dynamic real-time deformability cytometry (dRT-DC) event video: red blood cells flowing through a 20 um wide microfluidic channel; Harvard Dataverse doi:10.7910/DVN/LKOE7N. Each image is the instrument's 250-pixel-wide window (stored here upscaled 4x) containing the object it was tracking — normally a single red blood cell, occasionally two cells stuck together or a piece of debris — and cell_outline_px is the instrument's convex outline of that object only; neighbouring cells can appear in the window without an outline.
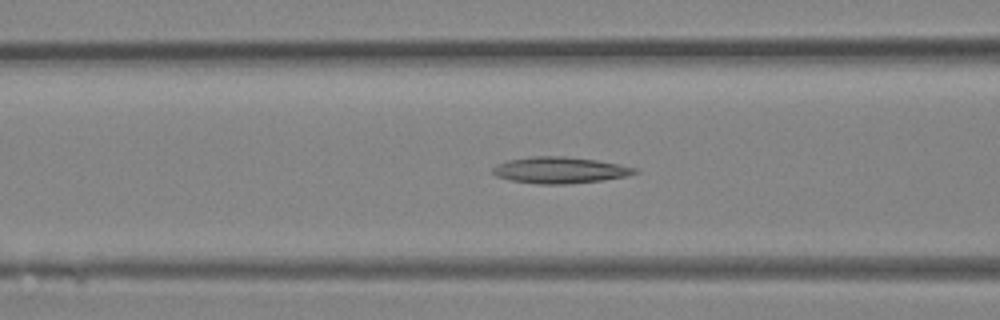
{"species": "Egyptian fruit bat (a non-hibernating species)", "species_latin": "Rousettus aegyptiacus", "temperature_condition": "room temperature", "stored_images_in_passage": 35, "camera_frame_rate_fps": 3000, "um_per_image_px": 0.085, "animal": {"sex": "female"}, "frame": {"image": 1, "passage_image": 12, "time_ms": 3.667, "image_size_px": [1000, 320], "cell_outline_px": [[640, 172], [628, 176], [600, 180], [568, 184], [540, 184], [512, 180], [496, 176], [492, 172], [492, 168], [496, 164], [508, 160], [532, 156], [564, 156], [596, 160], [636, 168]], "centroid_in_image_um": [47.57, 14.46], "position_along_channel_um": 119.0, "area_um2": 21.68}}
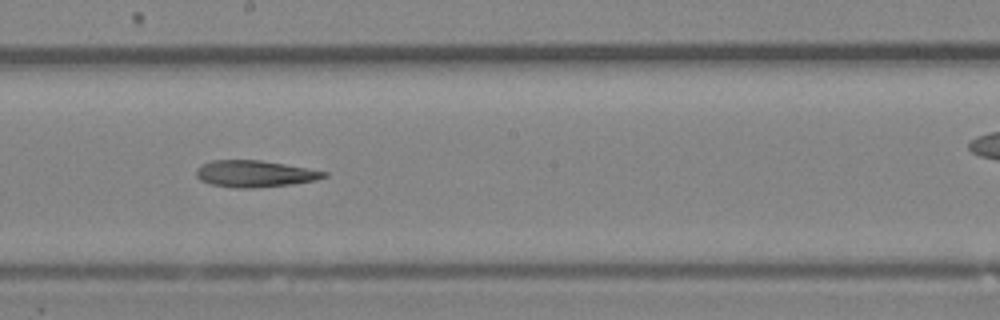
{"frame": {"image": 2, "passage_image": 18, "time_ms": 5.667, "image_size_px": [1000, 320], "cell_outline_px": [[328, 176], [316, 180], [292, 184], [252, 188], [232, 188], [212, 184], [200, 180], [196, 176], [196, 168], [200, 164], [212, 160], [260, 160], [284, 164], [328, 172]], "centroid_in_image_um": [21.62, 14.77], "position_along_channel_um": 226.6, "area_um2": 19.88}}
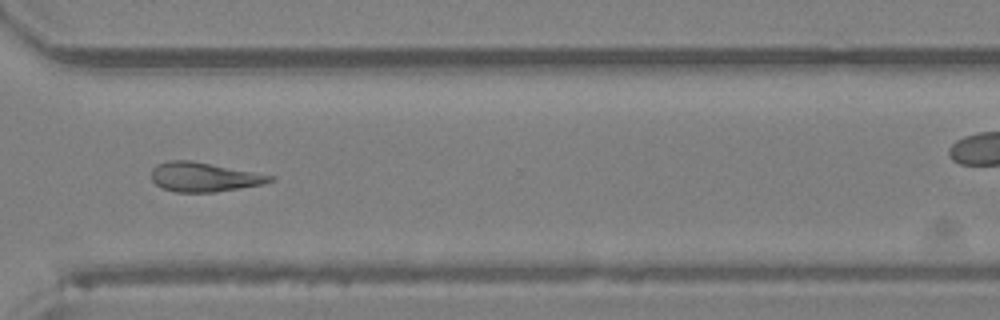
{"frame": {"image": 3, "passage_image": 25, "time_ms": 8.0, "image_size_px": [1000, 320], "cell_outline_px": [[276, 180], [264, 184], [212, 192], [176, 192], [160, 188], [152, 180], [152, 168], [156, 164], [168, 160], [192, 160], [276, 176]], "centroid_in_image_um": [17.34, 15.04], "position_along_channel_um": 353.3, "area_um2": 20.4}}